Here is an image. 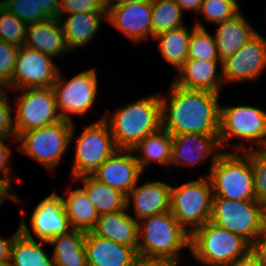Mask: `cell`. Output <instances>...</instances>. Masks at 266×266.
Returning <instances> with one entry per match:
<instances>
[{"label":"cell","instance_id":"21","mask_svg":"<svg viewBox=\"0 0 266 266\" xmlns=\"http://www.w3.org/2000/svg\"><path fill=\"white\" fill-rule=\"evenodd\" d=\"M88 266H132L138 257L130 246L86 232L84 240Z\"/></svg>","mask_w":266,"mask_h":266},{"label":"cell","instance_id":"48","mask_svg":"<svg viewBox=\"0 0 266 266\" xmlns=\"http://www.w3.org/2000/svg\"><path fill=\"white\" fill-rule=\"evenodd\" d=\"M14 201L15 192L8 187L0 185V208L2 205H5V201Z\"/></svg>","mask_w":266,"mask_h":266},{"label":"cell","instance_id":"1","mask_svg":"<svg viewBox=\"0 0 266 266\" xmlns=\"http://www.w3.org/2000/svg\"><path fill=\"white\" fill-rule=\"evenodd\" d=\"M160 94L162 127L171 134H218L222 94L188 90L170 80Z\"/></svg>","mask_w":266,"mask_h":266},{"label":"cell","instance_id":"36","mask_svg":"<svg viewBox=\"0 0 266 266\" xmlns=\"http://www.w3.org/2000/svg\"><path fill=\"white\" fill-rule=\"evenodd\" d=\"M9 142L12 144H17V137H0V185L5 186L13 190L15 193L17 189H15L14 183L15 180L17 184L22 183L21 177H12V173L14 172L12 166L14 163L11 161L13 159V149L10 147V144L5 142ZM15 179V180H14ZM14 181V182H13Z\"/></svg>","mask_w":266,"mask_h":266},{"label":"cell","instance_id":"39","mask_svg":"<svg viewBox=\"0 0 266 266\" xmlns=\"http://www.w3.org/2000/svg\"><path fill=\"white\" fill-rule=\"evenodd\" d=\"M7 86L0 85V137H17L14 125V107Z\"/></svg>","mask_w":266,"mask_h":266},{"label":"cell","instance_id":"44","mask_svg":"<svg viewBox=\"0 0 266 266\" xmlns=\"http://www.w3.org/2000/svg\"><path fill=\"white\" fill-rule=\"evenodd\" d=\"M21 232L20 227L18 225V229L14 234L7 236L6 238H2L0 234V263L9 265L11 260V248L15 237Z\"/></svg>","mask_w":266,"mask_h":266},{"label":"cell","instance_id":"37","mask_svg":"<svg viewBox=\"0 0 266 266\" xmlns=\"http://www.w3.org/2000/svg\"><path fill=\"white\" fill-rule=\"evenodd\" d=\"M0 5L26 24L42 22L47 19L37 7L35 0H2Z\"/></svg>","mask_w":266,"mask_h":266},{"label":"cell","instance_id":"35","mask_svg":"<svg viewBox=\"0 0 266 266\" xmlns=\"http://www.w3.org/2000/svg\"><path fill=\"white\" fill-rule=\"evenodd\" d=\"M27 24L0 5V40L22 47L26 40Z\"/></svg>","mask_w":266,"mask_h":266},{"label":"cell","instance_id":"15","mask_svg":"<svg viewBox=\"0 0 266 266\" xmlns=\"http://www.w3.org/2000/svg\"><path fill=\"white\" fill-rule=\"evenodd\" d=\"M50 56L37 50L22 46L19 48L10 92L26 88H49L56 81L60 66Z\"/></svg>","mask_w":266,"mask_h":266},{"label":"cell","instance_id":"19","mask_svg":"<svg viewBox=\"0 0 266 266\" xmlns=\"http://www.w3.org/2000/svg\"><path fill=\"white\" fill-rule=\"evenodd\" d=\"M126 196L144 176L132 150L118 149L92 175Z\"/></svg>","mask_w":266,"mask_h":266},{"label":"cell","instance_id":"17","mask_svg":"<svg viewBox=\"0 0 266 266\" xmlns=\"http://www.w3.org/2000/svg\"><path fill=\"white\" fill-rule=\"evenodd\" d=\"M151 19V0L107 6L109 26L120 31L135 47L151 41Z\"/></svg>","mask_w":266,"mask_h":266},{"label":"cell","instance_id":"32","mask_svg":"<svg viewBox=\"0 0 266 266\" xmlns=\"http://www.w3.org/2000/svg\"><path fill=\"white\" fill-rule=\"evenodd\" d=\"M151 40L158 34L186 24L184 12L175 0H151Z\"/></svg>","mask_w":266,"mask_h":266},{"label":"cell","instance_id":"34","mask_svg":"<svg viewBox=\"0 0 266 266\" xmlns=\"http://www.w3.org/2000/svg\"><path fill=\"white\" fill-rule=\"evenodd\" d=\"M188 59L221 61L213 34L207 28L195 26L188 47Z\"/></svg>","mask_w":266,"mask_h":266},{"label":"cell","instance_id":"13","mask_svg":"<svg viewBox=\"0 0 266 266\" xmlns=\"http://www.w3.org/2000/svg\"><path fill=\"white\" fill-rule=\"evenodd\" d=\"M263 220V205L257 200L213 198L210 221L242 236L250 244L261 231Z\"/></svg>","mask_w":266,"mask_h":266},{"label":"cell","instance_id":"12","mask_svg":"<svg viewBox=\"0 0 266 266\" xmlns=\"http://www.w3.org/2000/svg\"><path fill=\"white\" fill-rule=\"evenodd\" d=\"M14 125L16 136L61 121L52 87L14 90ZM19 95V96H18Z\"/></svg>","mask_w":266,"mask_h":266},{"label":"cell","instance_id":"3","mask_svg":"<svg viewBox=\"0 0 266 266\" xmlns=\"http://www.w3.org/2000/svg\"><path fill=\"white\" fill-rule=\"evenodd\" d=\"M235 104L220 103L218 141L222 151L262 150L266 146V110L256 104Z\"/></svg>","mask_w":266,"mask_h":266},{"label":"cell","instance_id":"8","mask_svg":"<svg viewBox=\"0 0 266 266\" xmlns=\"http://www.w3.org/2000/svg\"><path fill=\"white\" fill-rule=\"evenodd\" d=\"M73 123L61 120L39 129L22 132L17 137V150L33 159L48 172H55L70 149ZM55 169V170H54Z\"/></svg>","mask_w":266,"mask_h":266},{"label":"cell","instance_id":"50","mask_svg":"<svg viewBox=\"0 0 266 266\" xmlns=\"http://www.w3.org/2000/svg\"><path fill=\"white\" fill-rule=\"evenodd\" d=\"M194 262H198L197 264L198 265H201V266H207L206 264H203L202 262H199V261H196V260H193ZM185 261L182 260V259H179L175 262H171V266H180L182 265V263H184ZM189 266V265H188ZM193 266V265H192ZM195 266V265H194Z\"/></svg>","mask_w":266,"mask_h":266},{"label":"cell","instance_id":"9","mask_svg":"<svg viewBox=\"0 0 266 266\" xmlns=\"http://www.w3.org/2000/svg\"><path fill=\"white\" fill-rule=\"evenodd\" d=\"M213 188L208 176H197L181 184H172L170 212L191 234L206 224L212 213Z\"/></svg>","mask_w":266,"mask_h":266},{"label":"cell","instance_id":"38","mask_svg":"<svg viewBox=\"0 0 266 266\" xmlns=\"http://www.w3.org/2000/svg\"><path fill=\"white\" fill-rule=\"evenodd\" d=\"M251 167L254 174V190L256 200L266 204V152L264 150L251 151Z\"/></svg>","mask_w":266,"mask_h":266},{"label":"cell","instance_id":"33","mask_svg":"<svg viewBox=\"0 0 266 266\" xmlns=\"http://www.w3.org/2000/svg\"><path fill=\"white\" fill-rule=\"evenodd\" d=\"M239 2L237 0H202V6L200 12L195 17L194 24L197 27L206 28L207 24H218L222 21L229 20L238 14L242 9L240 8Z\"/></svg>","mask_w":266,"mask_h":266},{"label":"cell","instance_id":"27","mask_svg":"<svg viewBox=\"0 0 266 266\" xmlns=\"http://www.w3.org/2000/svg\"><path fill=\"white\" fill-rule=\"evenodd\" d=\"M71 228L82 232H91L99 218V213L89 200L85 191L78 185L66 186L61 194Z\"/></svg>","mask_w":266,"mask_h":266},{"label":"cell","instance_id":"2","mask_svg":"<svg viewBox=\"0 0 266 266\" xmlns=\"http://www.w3.org/2000/svg\"><path fill=\"white\" fill-rule=\"evenodd\" d=\"M116 107L112 112L108 108L103 119L118 149L132 150L145 136L162 127L159 92Z\"/></svg>","mask_w":266,"mask_h":266},{"label":"cell","instance_id":"42","mask_svg":"<svg viewBox=\"0 0 266 266\" xmlns=\"http://www.w3.org/2000/svg\"><path fill=\"white\" fill-rule=\"evenodd\" d=\"M250 250L256 255L263 266H266V221H263L261 231L251 243Z\"/></svg>","mask_w":266,"mask_h":266},{"label":"cell","instance_id":"26","mask_svg":"<svg viewBox=\"0 0 266 266\" xmlns=\"http://www.w3.org/2000/svg\"><path fill=\"white\" fill-rule=\"evenodd\" d=\"M173 136L170 132L160 127L157 131L148 134L132 149L141 171L146 170L151 164L156 163L169 171L172 157Z\"/></svg>","mask_w":266,"mask_h":266},{"label":"cell","instance_id":"29","mask_svg":"<svg viewBox=\"0 0 266 266\" xmlns=\"http://www.w3.org/2000/svg\"><path fill=\"white\" fill-rule=\"evenodd\" d=\"M72 181L75 186L76 182L82 183L80 187L85 191L100 215L121 211L126 208L127 196L125 194L118 189L99 182L92 175L81 176Z\"/></svg>","mask_w":266,"mask_h":266},{"label":"cell","instance_id":"14","mask_svg":"<svg viewBox=\"0 0 266 266\" xmlns=\"http://www.w3.org/2000/svg\"><path fill=\"white\" fill-rule=\"evenodd\" d=\"M221 66L225 86L259 82L266 73V36L257 30L239 51L222 60Z\"/></svg>","mask_w":266,"mask_h":266},{"label":"cell","instance_id":"28","mask_svg":"<svg viewBox=\"0 0 266 266\" xmlns=\"http://www.w3.org/2000/svg\"><path fill=\"white\" fill-rule=\"evenodd\" d=\"M187 26L188 24L167 30L153 39L158 44L157 50H159L163 60L174 67L175 74L188 59L189 40L196 25L193 23L191 27Z\"/></svg>","mask_w":266,"mask_h":266},{"label":"cell","instance_id":"41","mask_svg":"<svg viewBox=\"0 0 266 266\" xmlns=\"http://www.w3.org/2000/svg\"><path fill=\"white\" fill-rule=\"evenodd\" d=\"M107 12L106 0H60V15Z\"/></svg>","mask_w":266,"mask_h":266},{"label":"cell","instance_id":"31","mask_svg":"<svg viewBox=\"0 0 266 266\" xmlns=\"http://www.w3.org/2000/svg\"><path fill=\"white\" fill-rule=\"evenodd\" d=\"M46 244L49 242L28 238L20 232L13 241L8 266H55L52 255L45 250Z\"/></svg>","mask_w":266,"mask_h":266},{"label":"cell","instance_id":"22","mask_svg":"<svg viewBox=\"0 0 266 266\" xmlns=\"http://www.w3.org/2000/svg\"><path fill=\"white\" fill-rule=\"evenodd\" d=\"M65 41L68 49L77 51L87 48L102 29L101 25L107 22V12H83L71 15H60Z\"/></svg>","mask_w":266,"mask_h":266},{"label":"cell","instance_id":"7","mask_svg":"<svg viewBox=\"0 0 266 266\" xmlns=\"http://www.w3.org/2000/svg\"><path fill=\"white\" fill-rule=\"evenodd\" d=\"M213 198L256 200L251 151L225 152L216 159L209 176Z\"/></svg>","mask_w":266,"mask_h":266},{"label":"cell","instance_id":"11","mask_svg":"<svg viewBox=\"0 0 266 266\" xmlns=\"http://www.w3.org/2000/svg\"><path fill=\"white\" fill-rule=\"evenodd\" d=\"M55 190L48 196L43 197L32 209L30 219L28 220L30 226L26 222L25 201H22L23 199L18 196L17 192L15 193L14 202L19 203L20 206L22 205L19 227L26 237L49 242L55 236L68 233L72 230L61 193L59 194Z\"/></svg>","mask_w":266,"mask_h":266},{"label":"cell","instance_id":"30","mask_svg":"<svg viewBox=\"0 0 266 266\" xmlns=\"http://www.w3.org/2000/svg\"><path fill=\"white\" fill-rule=\"evenodd\" d=\"M85 232L72 229L49 241L55 266H88L84 248Z\"/></svg>","mask_w":266,"mask_h":266},{"label":"cell","instance_id":"18","mask_svg":"<svg viewBox=\"0 0 266 266\" xmlns=\"http://www.w3.org/2000/svg\"><path fill=\"white\" fill-rule=\"evenodd\" d=\"M142 177L127 195L126 207L131 216L140 221L143 218L170 211L172 184L164 179L142 182ZM142 182V183H140ZM134 214V215H133Z\"/></svg>","mask_w":266,"mask_h":266},{"label":"cell","instance_id":"45","mask_svg":"<svg viewBox=\"0 0 266 266\" xmlns=\"http://www.w3.org/2000/svg\"><path fill=\"white\" fill-rule=\"evenodd\" d=\"M228 266H263L256 255L249 250L245 255L239 257Z\"/></svg>","mask_w":266,"mask_h":266},{"label":"cell","instance_id":"52","mask_svg":"<svg viewBox=\"0 0 266 266\" xmlns=\"http://www.w3.org/2000/svg\"><path fill=\"white\" fill-rule=\"evenodd\" d=\"M0 266H8L7 264L0 263Z\"/></svg>","mask_w":266,"mask_h":266},{"label":"cell","instance_id":"47","mask_svg":"<svg viewBox=\"0 0 266 266\" xmlns=\"http://www.w3.org/2000/svg\"><path fill=\"white\" fill-rule=\"evenodd\" d=\"M132 266H171V262L162 259H149L138 256Z\"/></svg>","mask_w":266,"mask_h":266},{"label":"cell","instance_id":"4","mask_svg":"<svg viewBox=\"0 0 266 266\" xmlns=\"http://www.w3.org/2000/svg\"><path fill=\"white\" fill-rule=\"evenodd\" d=\"M183 250H190V234L170 211L138 221V256L175 262L185 259Z\"/></svg>","mask_w":266,"mask_h":266},{"label":"cell","instance_id":"24","mask_svg":"<svg viewBox=\"0 0 266 266\" xmlns=\"http://www.w3.org/2000/svg\"><path fill=\"white\" fill-rule=\"evenodd\" d=\"M214 26L217 28L213 37L221 61L234 55L257 34V28L247 20L242 10L233 18Z\"/></svg>","mask_w":266,"mask_h":266},{"label":"cell","instance_id":"6","mask_svg":"<svg viewBox=\"0 0 266 266\" xmlns=\"http://www.w3.org/2000/svg\"><path fill=\"white\" fill-rule=\"evenodd\" d=\"M251 244L210 220L190 234V257L207 266H228L245 255Z\"/></svg>","mask_w":266,"mask_h":266},{"label":"cell","instance_id":"16","mask_svg":"<svg viewBox=\"0 0 266 266\" xmlns=\"http://www.w3.org/2000/svg\"><path fill=\"white\" fill-rule=\"evenodd\" d=\"M173 136L172 157L170 170L179 166L198 168L206 161L210 163L208 171L198 176H209L212 165L217 157L223 152L219 141L218 134H171ZM206 174V175H205Z\"/></svg>","mask_w":266,"mask_h":266},{"label":"cell","instance_id":"10","mask_svg":"<svg viewBox=\"0 0 266 266\" xmlns=\"http://www.w3.org/2000/svg\"><path fill=\"white\" fill-rule=\"evenodd\" d=\"M99 80L96 67L81 70L70 79L63 77V72L59 69L52 89L62 120L74 123L73 115L86 118L90 112L93 114L94 111L91 110L96 107L99 99Z\"/></svg>","mask_w":266,"mask_h":266},{"label":"cell","instance_id":"20","mask_svg":"<svg viewBox=\"0 0 266 266\" xmlns=\"http://www.w3.org/2000/svg\"><path fill=\"white\" fill-rule=\"evenodd\" d=\"M221 63L222 61L187 59L171 80L184 89L223 94L222 91L227 86L223 81Z\"/></svg>","mask_w":266,"mask_h":266},{"label":"cell","instance_id":"40","mask_svg":"<svg viewBox=\"0 0 266 266\" xmlns=\"http://www.w3.org/2000/svg\"><path fill=\"white\" fill-rule=\"evenodd\" d=\"M19 48L0 40V85L7 86L11 82Z\"/></svg>","mask_w":266,"mask_h":266},{"label":"cell","instance_id":"46","mask_svg":"<svg viewBox=\"0 0 266 266\" xmlns=\"http://www.w3.org/2000/svg\"><path fill=\"white\" fill-rule=\"evenodd\" d=\"M177 5L182 9V11L188 13H196L197 17L202 6V0H175ZM191 11V12H190Z\"/></svg>","mask_w":266,"mask_h":266},{"label":"cell","instance_id":"49","mask_svg":"<svg viewBox=\"0 0 266 266\" xmlns=\"http://www.w3.org/2000/svg\"><path fill=\"white\" fill-rule=\"evenodd\" d=\"M140 1H148V0H106L107 6H119L126 3H134Z\"/></svg>","mask_w":266,"mask_h":266},{"label":"cell","instance_id":"23","mask_svg":"<svg viewBox=\"0 0 266 266\" xmlns=\"http://www.w3.org/2000/svg\"><path fill=\"white\" fill-rule=\"evenodd\" d=\"M24 46L55 60L71 53L67 47L59 19H46L42 22L27 24Z\"/></svg>","mask_w":266,"mask_h":266},{"label":"cell","instance_id":"5","mask_svg":"<svg viewBox=\"0 0 266 266\" xmlns=\"http://www.w3.org/2000/svg\"><path fill=\"white\" fill-rule=\"evenodd\" d=\"M99 116V119L82 126L80 135H76V122L73 123L70 137V146L73 147L74 144L75 152L70 172L72 180L93 175L106 159L118 150L110 128L103 119L104 113Z\"/></svg>","mask_w":266,"mask_h":266},{"label":"cell","instance_id":"25","mask_svg":"<svg viewBox=\"0 0 266 266\" xmlns=\"http://www.w3.org/2000/svg\"><path fill=\"white\" fill-rule=\"evenodd\" d=\"M92 232L102 238L133 247L137 251L138 221L131 216L127 207L121 211L99 215Z\"/></svg>","mask_w":266,"mask_h":266},{"label":"cell","instance_id":"43","mask_svg":"<svg viewBox=\"0 0 266 266\" xmlns=\"http://www.w3.org/2000/svg\"><path fill=\"white\" fill-rule=\"evenodd\" d=\"M35 2L47 19L60 18V0H35Z\"/></svg>","mask_w":266,"mask_h":266},{"label":"cell","instance_id":"51","mask_svg":"<svg viewBox=\"0 0 266 266\" xmlns=\"http://www.w3.org/2000/svg\"><path fill=\"white\" fill-rule=\"evenodd\" d=\"M263 212H264V220L263 221H266V204L263 205Z\"/></svg>","mask_w":266,"mask_h":266}]
</instances>
